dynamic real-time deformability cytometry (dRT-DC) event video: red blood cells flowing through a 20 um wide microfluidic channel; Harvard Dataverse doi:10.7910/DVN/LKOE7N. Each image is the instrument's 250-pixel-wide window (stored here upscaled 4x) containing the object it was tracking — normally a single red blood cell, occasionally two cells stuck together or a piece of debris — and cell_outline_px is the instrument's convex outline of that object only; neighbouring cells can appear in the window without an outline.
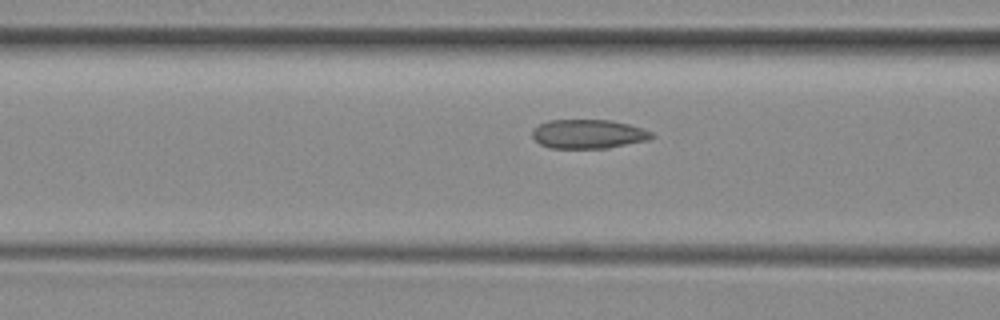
{"species": "common noctule bat (a hibernating species)", "species_latin": "Nyctalus noctula", "temperature_condition": "room temperature", "stored_images_in_passage": 37, "camera_frame_rate_fps": 3000, "um_per_image_px": 0.085, "animal": {"sex": "female", "body_mass_g": 29.2, "forearm_length_mm": 56.3}, "frame": {"image": 1, "passage_image": 15, "time_ms": 4.667, "image_size_px": [1000, 320], "cell_outline_px": [[656, 136], [648, 140], [608, 148], [548, 148], [540, 144], [532, 136], [532, 132], [540, 124], [548, 120], [612, 120], [644, 128], [652, 132]], "centroid_in_image_um": [50.04, 11.39], "position_along_channel_um": 116.6, "area_um2": 20.29}}
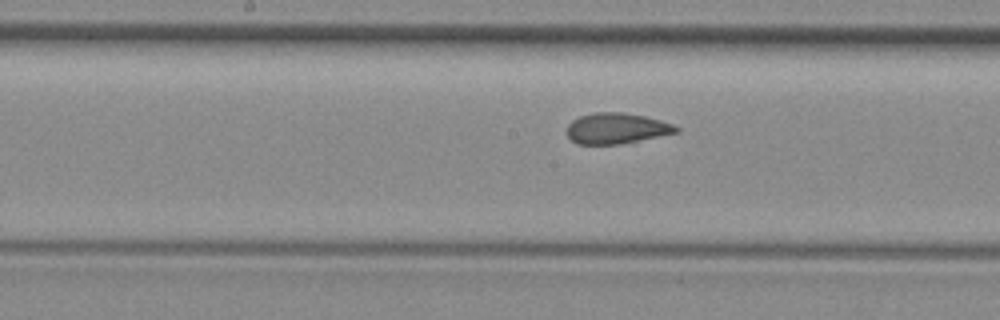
{"frame": {"image": 2, "passage_image": 21, "time_ms": 6.667, "image_size_px": [1000, 320], "cell_outline_px": [[680, 132], [620, 144], [576, 144], [564, 132], [568, 124], [572, 120], [580, 116], [592, 112], [624, 112], [644, 116], [660, 120], [672, 124], [680, 128]], "centroid_in_image_um": [52.37, 10.91], "position_along_channel_um": 195.8, "area_um2": 19.77}}
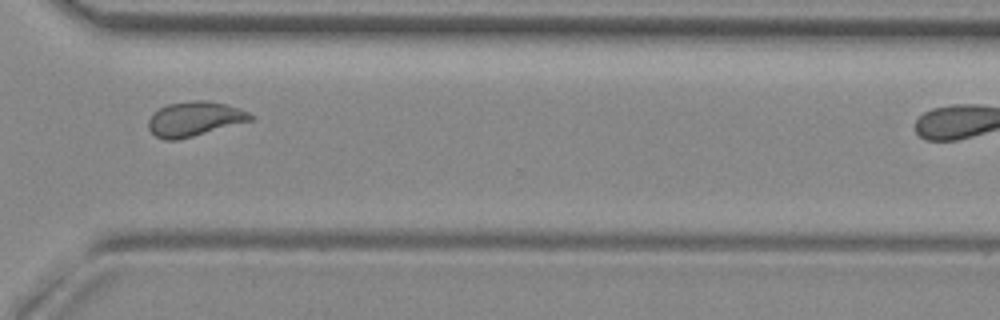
{"frame": {"image": 3, "passage_image": 33, "time_ms": 10.667, "image_size_px": [1000, 320], "cell_outline_px": [[256, 116], [252, 120], [192, 136], [176, 140], [164, 140], [156, 136], [148, 128], [148, 120], [160, 108], [168, 104], [192, 100], [208, 100], [224, 104], [248, 112]], "centroid_in_image_um": [16.53, 10.1], "position_along_channel_um": 354.1, "area_um2": 20.23}}